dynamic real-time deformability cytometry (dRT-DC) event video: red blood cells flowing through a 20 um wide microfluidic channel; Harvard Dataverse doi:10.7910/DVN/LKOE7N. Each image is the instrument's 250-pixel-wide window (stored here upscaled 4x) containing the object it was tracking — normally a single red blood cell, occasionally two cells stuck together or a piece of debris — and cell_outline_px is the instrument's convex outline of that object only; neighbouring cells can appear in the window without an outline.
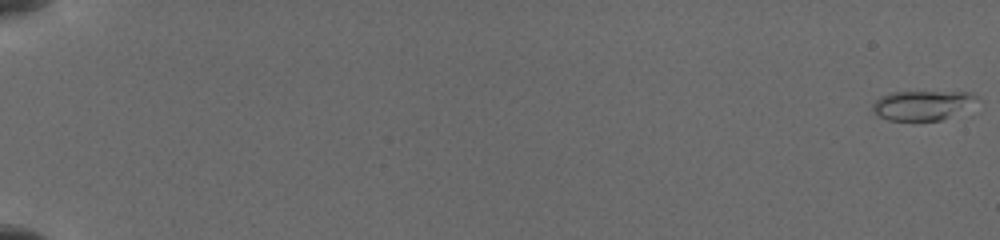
{"species": "common noctule bat (a hibernating species)", "species_latin": "Nyctalus noctula", "temperature_condition": "cold", "stored_images_in_passage": 8, "camera_frame_rate_fps": 3000, "um_per_image_px": 0.085, "animal": {"sex": "female", "body_mass_g": 19.5, "forearm_length_mm": 54.1}, "frame": {"image": 1, "passage_image": 1, "time_ms": 0.0, "image_size_px": [1000, 240], "cell_outline_px": [[984, 100], [940, 120], [888, 120], [876, 116], [872, 112], [872, 104], [880, 96], [892, 92], [972, 92], [980, 96]], "centroid_in_image_um": [78.43, 8.93], "position_along_channel_um": 6.6, "area_um2": 18.21}}